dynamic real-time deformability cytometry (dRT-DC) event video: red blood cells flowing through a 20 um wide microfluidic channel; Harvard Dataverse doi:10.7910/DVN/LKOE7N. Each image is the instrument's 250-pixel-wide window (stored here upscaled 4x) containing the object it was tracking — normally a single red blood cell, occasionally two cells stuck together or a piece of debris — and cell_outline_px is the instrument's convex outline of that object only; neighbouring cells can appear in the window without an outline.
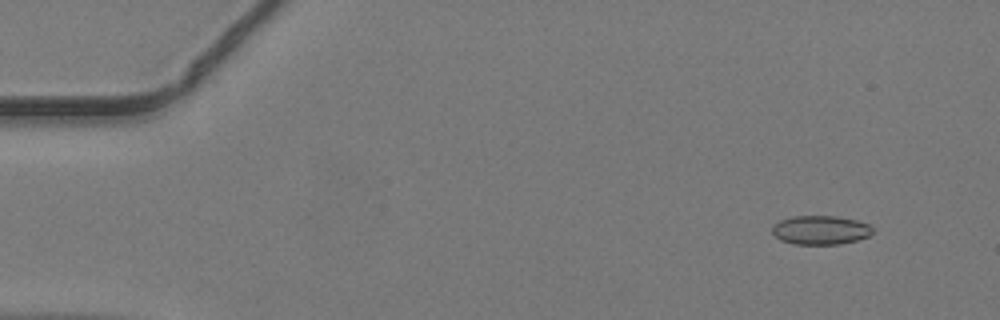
{"species": "common noctule bat (a hibernating species)", "species_latin": "Nyctalus noctula", "temperature_condition": "warm", "stored_images_in_passage": 49, "camera_frame_rate_fps": 3000, "um_per_image_px": 0.085, "animal": {"sex": "male", "body_mass_g": 19.2, "forearm_length_mm": 51.8}, "frame": {"image": 1, "passage_image": 5, "time_ms": 1.333, "image_size_px": [1000, 320], "cell_outline_px": [[872, 232], [868, 236], [856, 240], [840, 244], [792, 244], [780, 240], [772, 232], [772, 224], [780, 220], [792, 216], [836, 216], [856, 220], [868, 224], [872, 228]], "centroid_in_image_um": [69.7, 19.55], "position_along_channel_um": 15.3, "area_um2": 16.94}}
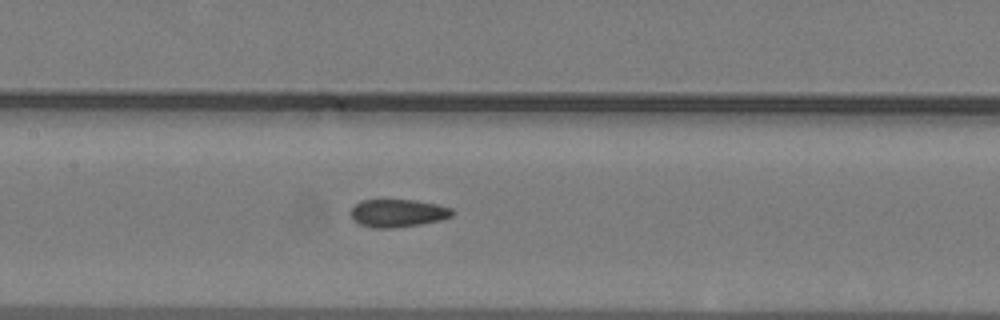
{"frame": {"image": 2, "passage_image": 24, "time_ms": 7.667, "image_size_px": [1000, 320], "cell_outline_px": [[452, 216], [440, 220], [420, 224], [392, 228], [372, 228], [360, 224], [352, 220], [352, 208], [360, 200], [416, 200], [436, 204], [452, 208]], "centroid_in_image_um": [33.8, 18.11], "position_along_channel_um": 173.6, "area_um2": 16.36}}
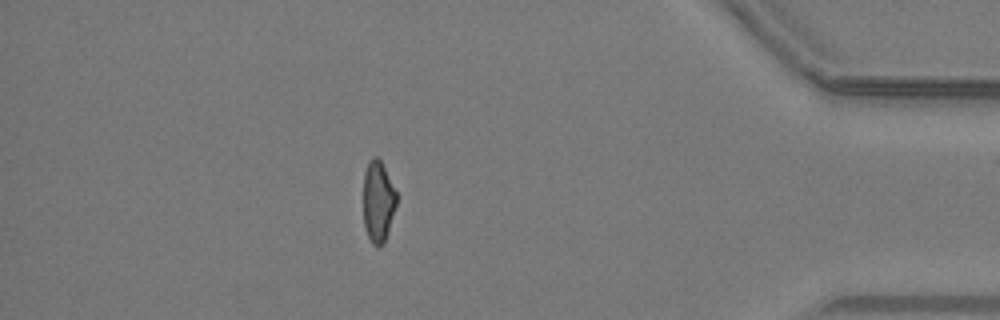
{"frame": {"image": 3, "passage_image": 43, "time_ms": 14.0, "image_size_px": [1000, 320], "cell_outline_px": [[396, 204], [384, 240], [380, 244], [372, 244], [364, 228], [364, 172], [372, 156], [376, 156], [380, 160], [396, 192]], "centroid_in_image_um": [32.11, 17.09], "position_along_channel_um": 403.1, "area_um2": 15.09}}